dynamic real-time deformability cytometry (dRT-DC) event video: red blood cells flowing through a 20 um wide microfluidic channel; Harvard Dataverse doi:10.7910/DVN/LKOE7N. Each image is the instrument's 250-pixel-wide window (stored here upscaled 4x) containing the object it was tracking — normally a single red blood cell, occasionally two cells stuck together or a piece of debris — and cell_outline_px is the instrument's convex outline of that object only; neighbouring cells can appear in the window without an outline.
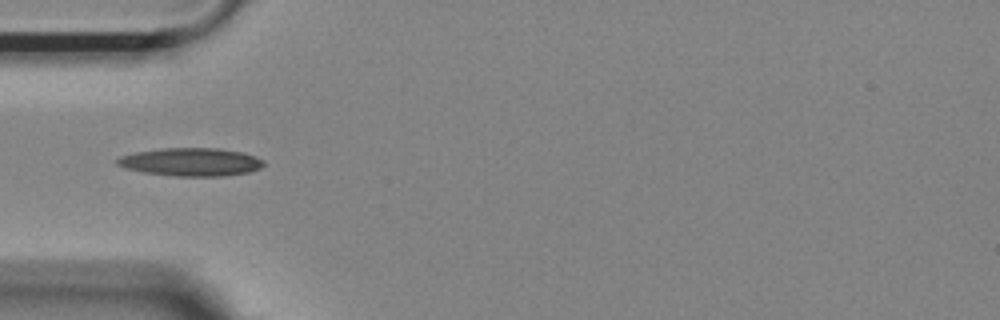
{"species": "Egyptian fruit bat (a non-hibernating species)", "species_latin": "Rousettus aegyptiacus", "temperature_condition": "room temperature", "stored_images_in_passage": 39, "camera_frame_rate_fps": 3000, "um_per_image_px": 0.085, "animal": {"sex": "female"}, "frame": {"image": 1, "passage_image": 1, "time_ms": 0.0, "image_size_px": [1000, 320], "cell_outline_px": [[264, 164], [256, 168], [244, 172], [216, 176], [184, 176], [148, 172], [128, 168], [120, 164], [116, 160], [124, 156], [140, 152], [168, 148], [216, 148], [240, 152], [252, 156], [260, 160]], "centroid_in_image_um": [16.25, 13.75], "position_along_channel_um": 68.8, "area_um2": 22.54}}
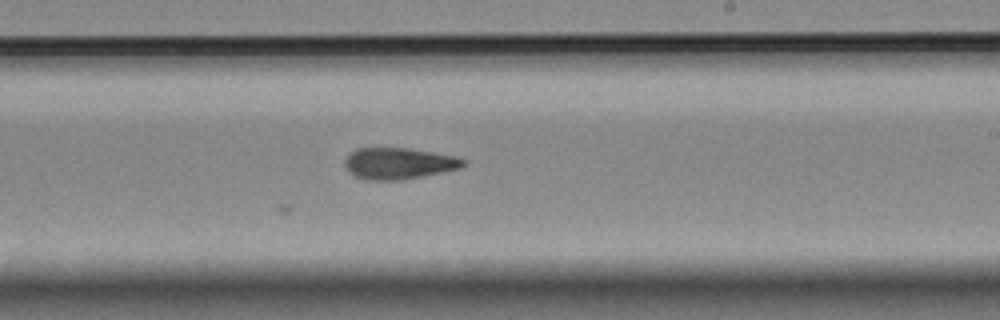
{"frame": {"image": 2, "passage_image": 16, "time_ms": 5.0, "image_size_px": [1000, 320], "cell_outline_px": [[464, 164], [456, 168], [396, 180], [376, 180], [356, 176], [348, 168], [348, 156], [352, 152], [360, 148], [404, 148], [452, 156], [464, 160]], "centroid_in_image_um": [33.85, 13.87], "position_along_channel_um": 255.1, "area_um2": 20.11}}
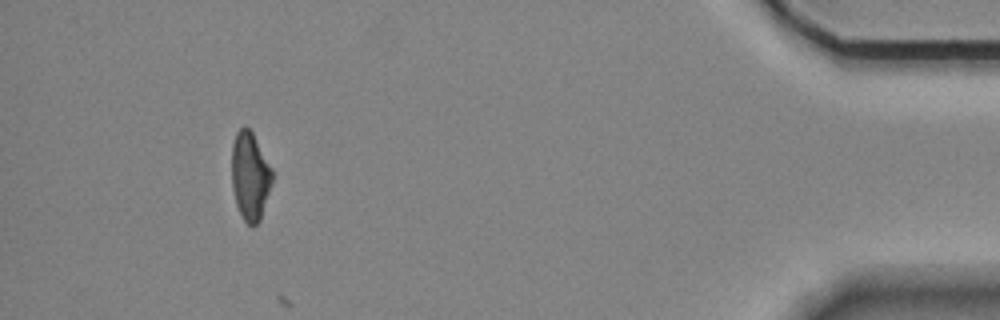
{"frame": {"image": 3, "passage_image": 34, "time_ms": 11.0, "image_size_px": [1000, 320], "cell_outline_px": [[272, 180], [260, 220], [256, 224], [248, 224], [244, 220], [236, 204], [232, 184], [232, 144], [236, 132], [240, 128], [248, 128], [252, 132], [272, 168]], "centroid_in_image_um": [21.24, 14.94], "position_along_channel_um": 414.0, "area_um2": 20.4}, "authors_computed_cell_mechanics": {"area_um2": 20.1144, "velocity_mm_per_s": 3.7103, "shape_relaxation_time_tau1_ms": 10.8807, "shape_relaxation_time_tau2_ms": 5.6903, "deformation_change_tau1": 0.2681, "deformation_change_tau2": 0.1667}}